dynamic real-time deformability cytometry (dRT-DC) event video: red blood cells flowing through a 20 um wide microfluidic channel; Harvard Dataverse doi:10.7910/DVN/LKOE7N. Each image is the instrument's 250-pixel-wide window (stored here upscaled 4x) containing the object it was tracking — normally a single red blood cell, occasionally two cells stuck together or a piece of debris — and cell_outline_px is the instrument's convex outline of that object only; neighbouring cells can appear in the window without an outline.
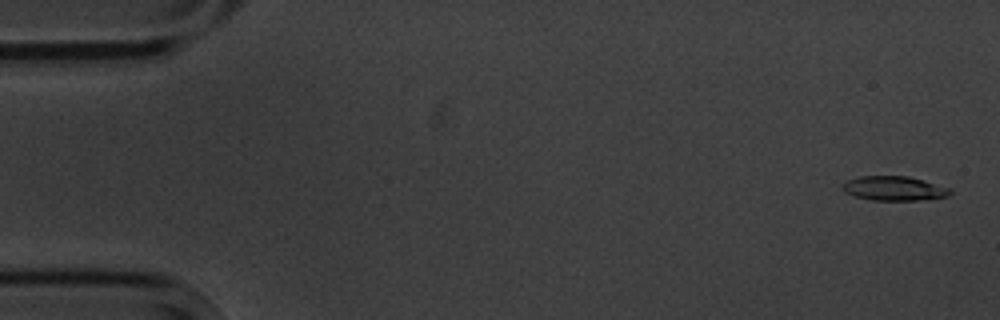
{"species": "common noctule bat (a hibernating species)", "species_latin": "Nyctalus noctula", "temperature_condition": "cold", "stored_images_in_passage": 4, "camera_frame_rate_fps": 3000, "um_per_image_px": 0.085, "animal": {"sex": "male", "body_mass_g": 20.1, "forearm_length_mm": 53.5}, "frame": {"image": 1, "passage_image": 1, "time_ms": 0.0, "image_size_px": [1000, 320], "cell_outline_px": [[952, 192], [948, 196], [920, 200], [872, 200], [856, 196], [844, 192], [844, 180], [860, 176], [908, 176], [924, 180], [952, 188]], "centroid_in_image_um": [76.03, 16.0], "position_along_channel_um": 9.0, "area_um2": 15.32}}
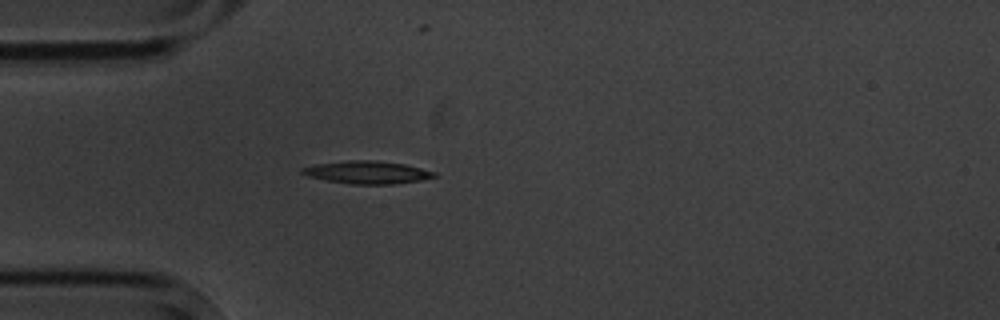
{"frame": {"image": 2, "passage_image": 4, "time_ms": 4.667, "image_size_px": [1000, 320], "cell_outline_px": [[436, 176], [420, 180], [392, 184], [352, 184], [328, 180], [308, 176], [300, 172], [300, 168], [316, 164], [348, 160], [376, 160], [404, 164], [436, 172]], "centroid_in_image_um": [31.19, 14.64], "position_along_channel_um": 53.8, "area_um2": 17.28}}